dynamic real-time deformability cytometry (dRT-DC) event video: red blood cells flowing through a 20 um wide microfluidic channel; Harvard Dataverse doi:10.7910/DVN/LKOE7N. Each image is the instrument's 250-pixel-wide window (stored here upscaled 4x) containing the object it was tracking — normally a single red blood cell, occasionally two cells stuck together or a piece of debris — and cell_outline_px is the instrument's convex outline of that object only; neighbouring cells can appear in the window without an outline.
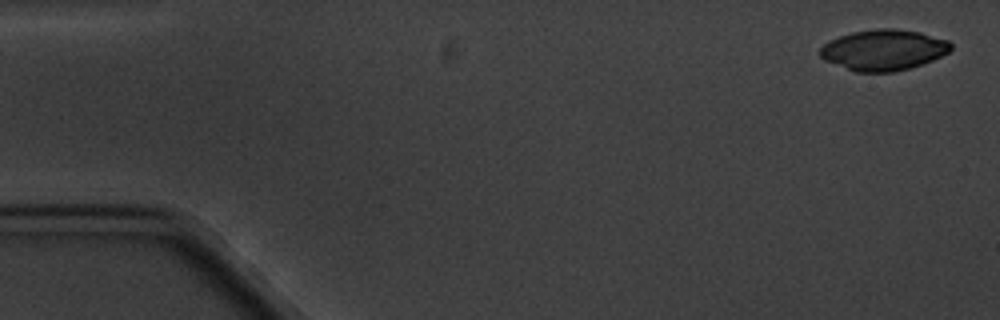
{"species": "common noctule bat (a hibernating species)", "species_latin": "Nyctalus noctula", "temperature_condition": "cold", "stored_images_in_passage": 6, "camera_frame_rate_fps": 3000, "um_per_image_px": 0.085, "animal": {"sex": "male", "body_mass_g": 20.1, "forearm_length_mm": 53.5}, "frame": {"image": 1, "passage_image": 1, "time_ms": 0.0, "image_size_px": [1000, 320], "cell_outline_px": [[952, 48], [948, 52], [932, 60], [908, 68], [892, 72], [856, 72], [824, 60], [816, 52], [828, 40], [852, 32], [876, 28], [896, 28], [920, 32], [948, 40], [952, 44]], "centroid_in_image_um": [75.07, 4.23], "position_along_channel_um": 9.9, "area_um2": 31.15}}